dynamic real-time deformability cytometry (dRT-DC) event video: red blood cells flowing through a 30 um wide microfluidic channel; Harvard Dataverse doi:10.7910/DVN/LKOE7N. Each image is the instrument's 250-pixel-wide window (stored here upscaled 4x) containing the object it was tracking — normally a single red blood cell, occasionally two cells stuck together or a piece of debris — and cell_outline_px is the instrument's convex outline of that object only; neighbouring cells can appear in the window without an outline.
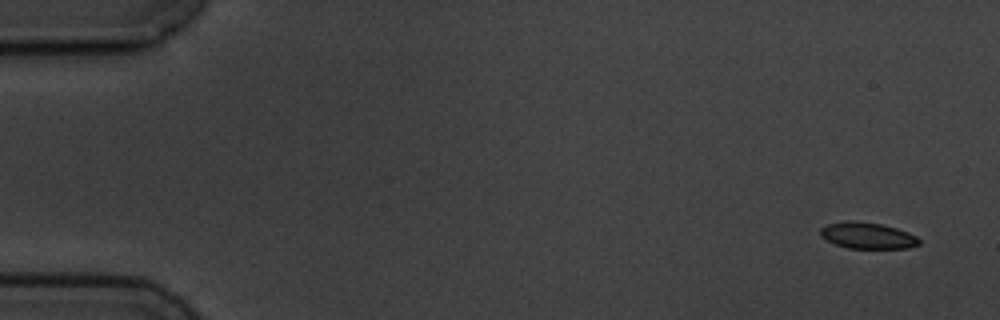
{"species": "common noctule bat (a hibernating species)", "species_latin": "Nyctalus noctula", "temperature_condition": "cold", "stored_images_in_passage": 4, "camera_frame_rate_fps": 3000, "um_per_image_px": 0.085, "animal": {"sex": "male", "body_mass_g": 19.5, "forearm_length_mm": 54.6}, "frame": {"image": 1, "passage_image": 1, "time_ms": 0.0, "image_size_px": [1000, 320], "cell_outline_px": [[920, 244], [908, 248], [848, 248], [836, 244], [820, 236], [820, 228], [828, 224], [848, 220], [856, 220], [880, 224], [896, 228], [908, 232], [916, 236], [920, 240]], "centroid_in_image_um": [73.74, 20.01], "position_along_channel_um": 11.3, "area_um2": 15.09}}
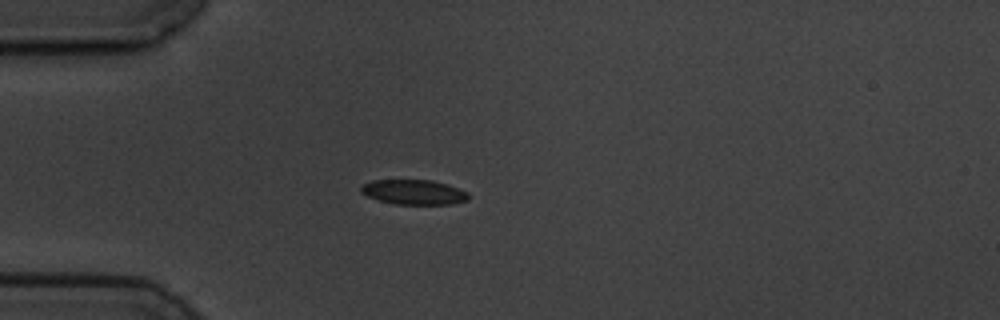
{"frame": {"image": 2, "passage_image": 4, "time_ms": 4.333, "image_size_px": [1000, 320], "cell_outline_px": [[472, 196], [468, 200], [452, 204], [396, 204], [380, 200], [368, 196], [360, 192], [360, 184], [372, 180], [432, 180], [448, 184], [468, 192]], "centroid_in_image_um": [35.2, 16.32], "position_along_channel_um": 49.8, "area_um2": 15.72}}